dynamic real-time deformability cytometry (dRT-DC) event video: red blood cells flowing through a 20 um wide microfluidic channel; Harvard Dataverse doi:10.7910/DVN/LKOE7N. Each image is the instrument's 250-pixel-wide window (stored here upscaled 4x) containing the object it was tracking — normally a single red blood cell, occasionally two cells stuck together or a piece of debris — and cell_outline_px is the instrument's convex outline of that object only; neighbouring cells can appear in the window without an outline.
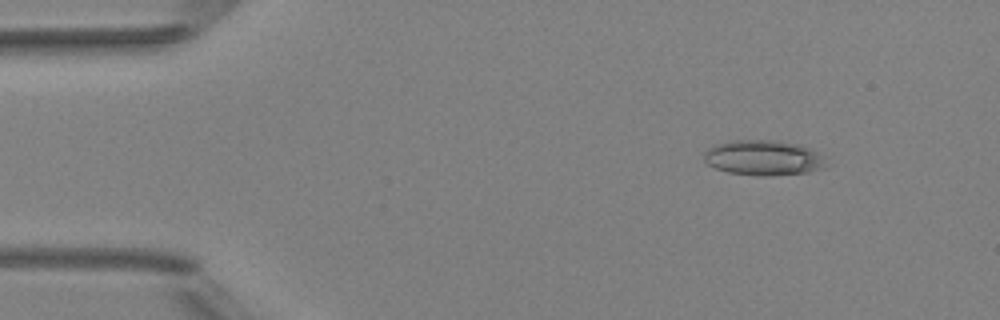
{"species": "Egyptian fruit bat (a non-hibernating species)", "species_latin": "Rousettus aegyptiacus", "temperature_condition": "room temperature", "stored_images_in_passage": 3, "camera_frame_rate_fps": 3000, "um_per_image_px": 0.085, "animal": {"sex": "female"}, "frame": {"image": 1, "passage_image": 1, "time_ms": 0.0, "image_size_px": [1000, 320], "cell_outline_px": [[828, 168], [808, 172], [764, 176], [760, 176], [728, 172], [716, 168], [708, 164], [704, 160], [704, 152], [708, 148], [716, 144], [728, 140], [768, 140], [800, 144], [828, 156]], "centroid_in_image_um": [64.97, 13.41], "position_along_channel_um": 20.0, "area_um2": 25.49}}